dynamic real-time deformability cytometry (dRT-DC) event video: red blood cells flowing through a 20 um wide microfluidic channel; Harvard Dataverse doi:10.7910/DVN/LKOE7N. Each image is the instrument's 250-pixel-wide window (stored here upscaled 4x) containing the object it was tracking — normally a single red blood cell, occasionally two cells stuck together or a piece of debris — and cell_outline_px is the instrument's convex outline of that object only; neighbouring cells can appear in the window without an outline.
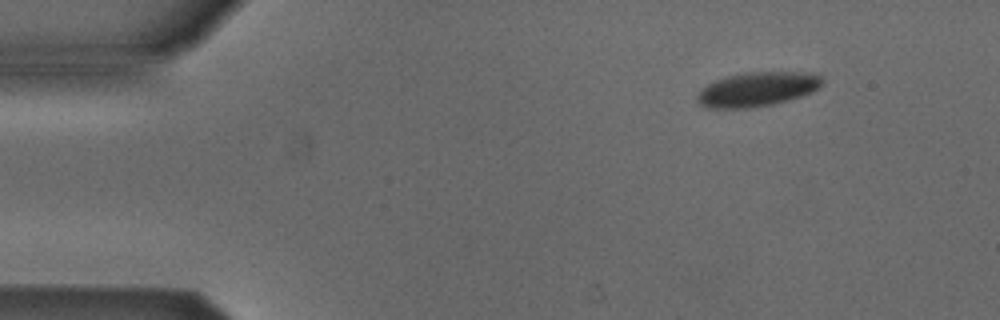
{"species": "Egyptian fruit bat (a non-hibernating species)", "species_latin": "Rousettus aegyptiacus", "temperature_condition": "cold", "stored_images_in_passage": 9, "camera_frame_rate_fps": 3000, "um_per_image_px": 0.085, "animal": {"sex": "male"}, "frame": {"image": 1, "passage_image": 1, "time_ms": 0.0, "image_size_px": [1000, 320], "cell_outline_px": [[824, 80], [812, 92], [788, 100], [772, 104], [748, 108], [704, 108], [696, 100], [696, 96], [700, 88], [716, 80], [728, 76], [744, 72], [820, 72]], "centroid_in_image_um": [64.36, 7.57], "position_along_channel_um": 20.6, "area_um2": 25.2}}